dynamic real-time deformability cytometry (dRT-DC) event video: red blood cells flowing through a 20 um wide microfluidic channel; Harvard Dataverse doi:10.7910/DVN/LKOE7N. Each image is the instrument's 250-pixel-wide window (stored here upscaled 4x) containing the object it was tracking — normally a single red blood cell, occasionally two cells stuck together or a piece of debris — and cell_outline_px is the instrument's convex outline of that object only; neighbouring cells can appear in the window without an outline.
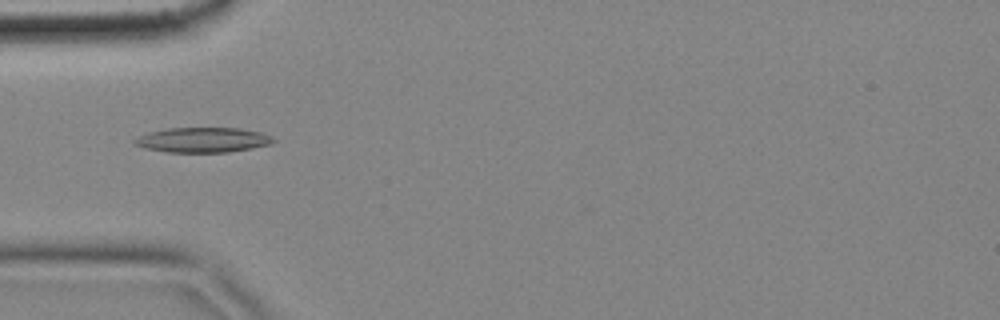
{"species": "common noctule bat (a hibernating species)", "species_latin": "Nyctalus noctula", "temperature_condition": "cold", "stored_images_in_passage": 43, "camera_frame_rate_fps": 3000, "um_per_image_px": 0.085, "animal": {"sex": "female", "body_mass_g": 18.4}, "frame": {"image": 1, "passage_image": 3, "time_ms": 0.667, "image_size_px": [1000, 320], "cell_outline_px": [[276, 140], [272, 144], [252, 148], [228, 152], [168, 152], [144, 148], [132, 144], [132, 140], [148, 132], [168, 128], [240, 128], [260, 132], [272, 136]], "centroid_in_image_um": [17.23, 11.89], "position_along_channel_um": 67.8, "area_um2": 20.29}}
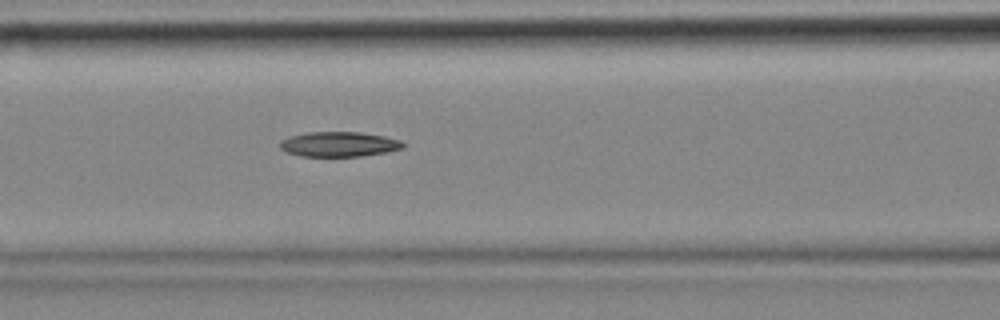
{"frame": {"image": 2, "passage_image": 9, "time_ms": 2.667, "image_size_px": [1000, 320], "cell_outline_px": [[404, 148], [388, 152], [360, 156], [300, 156], [288, 152], [280, 148], [280, 140], [288, 136], [308, 132], [360, 132], [384, 136], [400, 140], [404, 144]], "centroid_in_image_um": [28.81, 12.25], "position_along_channel_um": 137.8, "area_um2": 17.92}}
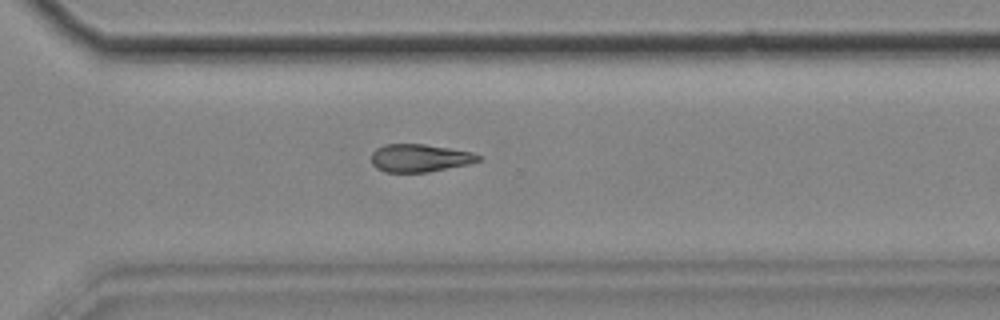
{"frame": {"image": 3, "passage_image": 26, "time_ms": 8.333, "image_size_px": [1000, 320], "cell_outline_px": [[484, 160], [472, 164], [428, 172], [384, 172], [376, 168], [372, 164], [372, 152], [376, 148], [384, 144], [424, 144], [472, 152], [484, 156]], "centroid_in_image_um": [35.74, 13.44], "position_along_channel_um": 334.9, "area_um2": 17.69}, "authors_computed_cell_mechanics": {"area_um2": 17.918, "velocity_mm_per_s": 3.49, "shape_relaxation_time_tau1_ms": 11.0916, "shape_relaxation_time_tau2_ms": null, "deformation_change_tau1": 0.1766, "deformation_change_tau2": null}}